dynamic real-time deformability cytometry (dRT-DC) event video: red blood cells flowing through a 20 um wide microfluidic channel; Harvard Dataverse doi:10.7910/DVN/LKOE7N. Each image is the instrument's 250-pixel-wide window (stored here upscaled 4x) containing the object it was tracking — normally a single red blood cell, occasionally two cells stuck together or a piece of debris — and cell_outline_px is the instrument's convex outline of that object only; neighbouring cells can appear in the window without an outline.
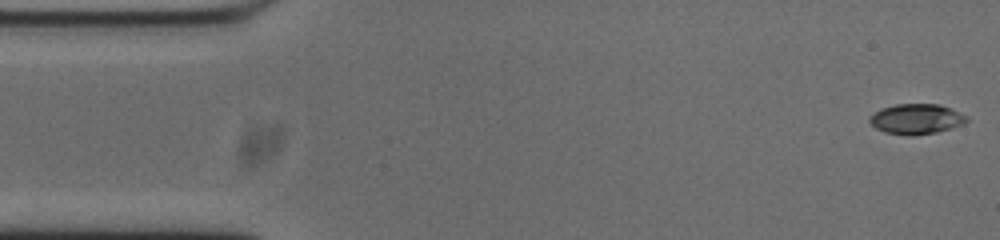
{"species": "common noctule bat (a hibernating species)", "species_latin": "Nyctalus noctula", "temperature_condition": "cold", "stored_images_in_passage": 53, "camera_frame_rate_fps": 3000, "um_per_image_px": 0.085, "animal": {"sex": "male", "body_mass_g": 20.0, "forearm_length_mm": 53.3}, "frame": {"image": 1, "passage_image": 1, "time_ms": 0.0, "image_size_px": [1000, 240], "cell_outline_px": [[968, 120], [964, 124], [936, 132], [884, 132], [876, 128], [868, 120], [868, 116], [880, 108], [896, 104], [940, 104], [964, 116]], "centroid_in_image_um": [77.83, 10.06], "position_along_channel_um": 7.2, "area_um2": 16.18}}
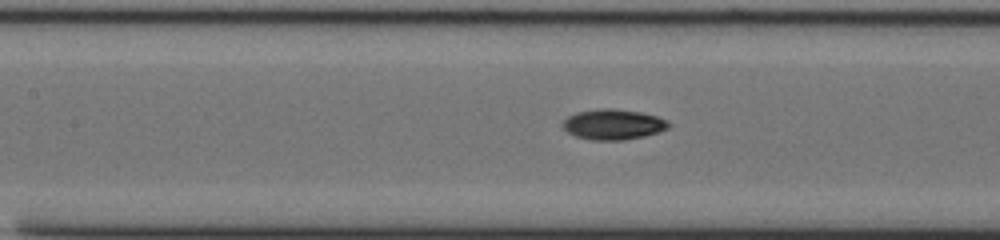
{"frame": {"image": 2, "passage_image": 22, "time_ms": 7.0, "image_size_px": [1000, 240], "cell_outline_px": [[672, 124], [668, 128], [660, 132], [644, 136], [624, 140], [592, 140], [576, 136], [568, 132], [560, 124], [568, 116], [576, 112], [600, 108], [612, 108], [640, 112], [656, 116], [668, 120]], "centroid_in_image_um": [52.14, 10.57], "position_along_channel_um": 155.3, "area_um2": 18.9}}
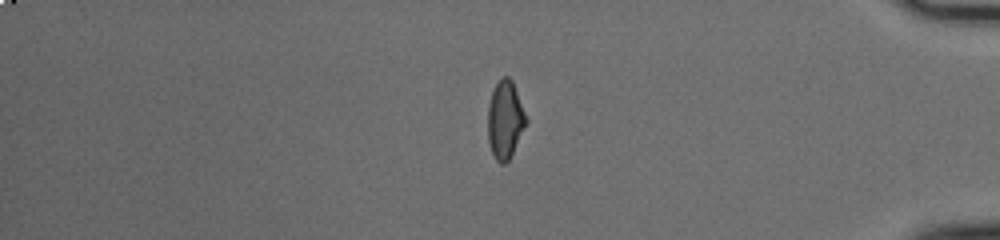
{"frame": {"image": 3, "passage_image": 44, "time_ms": 14.333, "image_size_px": [1000, 240], "cell_outline_px": [[528, 120], [508, 160], [504, 164], [500, 164], [496, 160], [492, 152], [488, 140], [488, 104], [492, 92], [500, 76], [508, 76], [512, 80]], "centroid_in_image_um": [42.92, 10.14], "position_along_channel_um": 392.3, "area_um2": 17.17}, "authors_computed_cell_mechanics": {"area_um2": 17.7446, "velocity_mm_per_s": 3.7455, "shape_relaxation_time_tau1_ms": 7.3614, "shape_relaxation_time_tau2_ms": 3.5704, "deformation_change_tau1": 0.2107, "deformation_change_tau2": 0.0754}}